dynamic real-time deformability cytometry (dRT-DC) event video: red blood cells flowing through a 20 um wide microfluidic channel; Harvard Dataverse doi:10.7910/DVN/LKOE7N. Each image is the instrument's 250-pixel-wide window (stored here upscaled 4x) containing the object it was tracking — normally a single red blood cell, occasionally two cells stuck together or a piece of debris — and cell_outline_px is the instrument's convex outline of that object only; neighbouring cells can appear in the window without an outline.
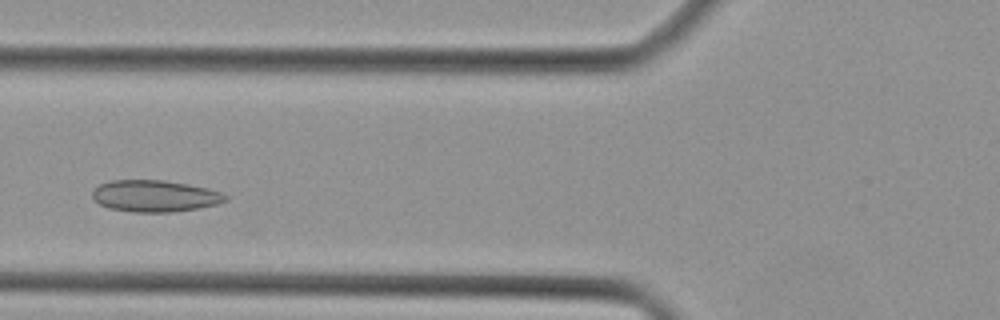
{"species": "Egyptian fruit bat (a non-hibernating species)", "species_latin": "Rousettus aegyptiacus", "temperature_condition": "cold", "stored_images_in_passage": 36, "camera_frame_rate_fps": 3000, "um_per_image_px": 0.085, "animal": {"sex": "female"}, "frame": {"image": 1, "passage_image": 9, "time_ms": 2.667, "image_size_px": [1000, 320], "cell_outline_px": [[228, 200], [216, 204], [200, 208], [172, 212], [132, 212], [108, 208], [92, 200], [92, 192], [100, 184], [112, 180], [164, 180], [188, 184], [208, 188], [220, 192], [228, 196]], "centroid_in_image_um": [13.16, 16.66], "position_along_channel_um": 112.6, "area_um2": 24.68}}
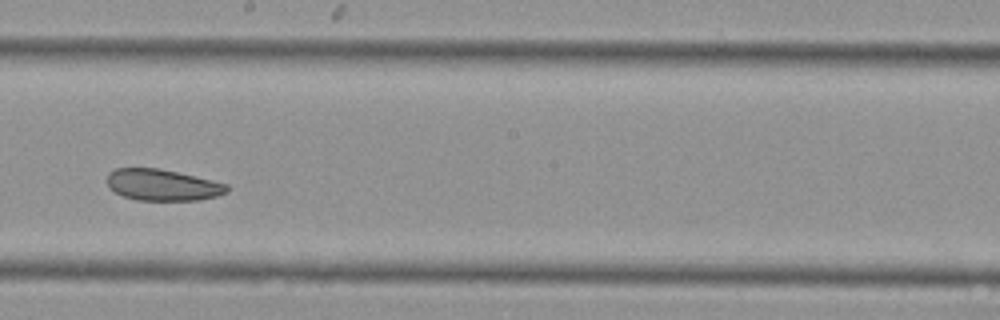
{"frame": {"image": 2, "passage_image": 17, "time_ms": 5.333, "image_size_px": [1000, 320], "cell_outline_px": [[228, 192], [216, 196], [200, 200], [136, 200], [124, 196], [108, 188], [108, 172], [116, 168], [160, 168], [212, 180], [228, 184]], "centroid_in_image_um": [13.81, 15.72], "position_along_channel_um": 234.4, "area_um2": 21.91}}
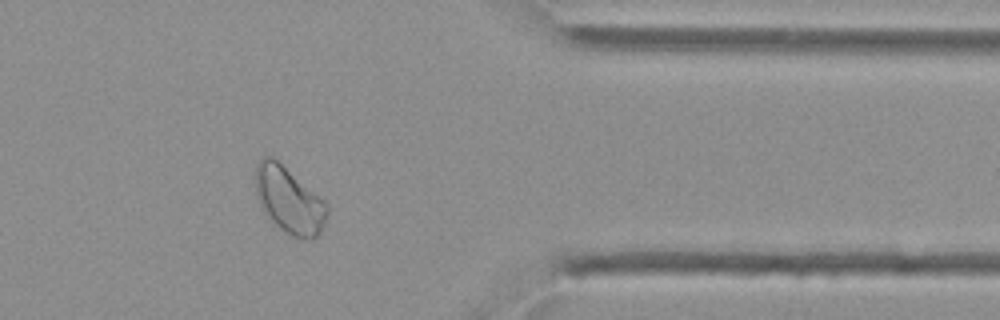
{"frame": {"image": 3, "passage_image": 28, "time_ms": 9.0, "image_size_px": [1000, 320], "cell_outline_px": [[328, 212], [324, 224], [320, 232], [312, 240], [292, 236], [284, 232], [272, 224], [260, 208], [256, 196], [256, 164], [260, 156], [272, 156], [324, 200], [328, 204]], "centroid_in_image_um": [24.54, 17.03], "position_along_channel_um": 386.9, "area_um2": 27.92}}